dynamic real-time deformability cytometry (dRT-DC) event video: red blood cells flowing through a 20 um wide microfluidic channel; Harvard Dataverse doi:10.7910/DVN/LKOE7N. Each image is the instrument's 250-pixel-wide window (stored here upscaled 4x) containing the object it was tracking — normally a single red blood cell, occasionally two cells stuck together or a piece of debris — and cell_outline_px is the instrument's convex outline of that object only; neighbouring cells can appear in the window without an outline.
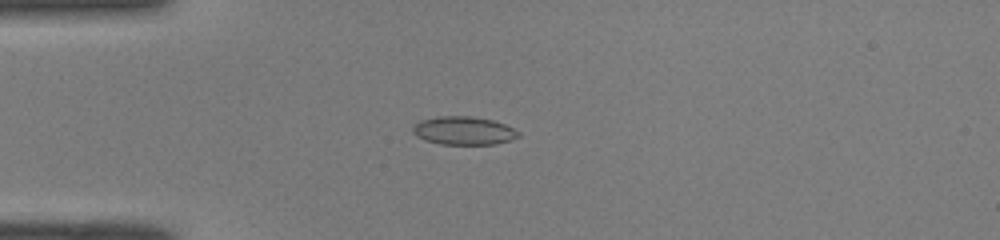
{"species": "common noctule bat (a hibernating species)", "species_latin": "Nyctalus noctula", "temperature_condition": "room temperature", "stored_images_in_passage": 50, "camera_frame_rate_fps": 3000, "um_per_image_px": 0.085, "animal": {"sex": "male", "body_mass_g": 19.0, "forearm_length_mm": 50.8}, "frame": {"image": 1, "passage_image": 14, "time_ms": 4.333, "image_size_px": [1000, 240], "cell_outline_px": [[520, 136], [512, 140], [496, 144], [440, 144], [424, 140], [416, 136], [412, 132], [412, 128], [420, 120], [436, 116], [472, 116], [492, 120], [504, 124], [520, 132]], "centroid_in_image_um": [39.41, 11.11], "position_along_channel_um": 45.6, "area_um2": 17.51}}
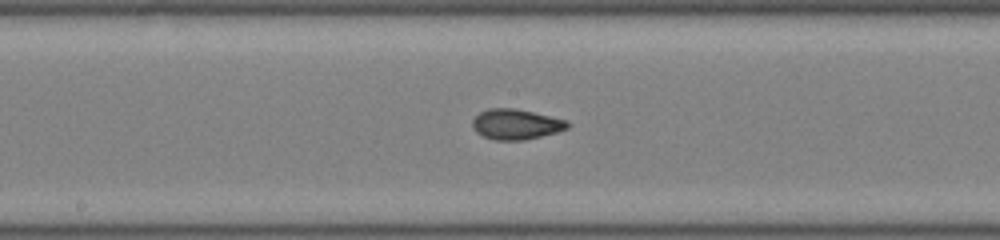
{"frame": {"image": 2, "passage_image": 27, "time_ms": 8.667, "image_size_px": [1000, 240], "cell_outline_px": [[568, 128], [556, 132], [524, 140], [496, 140], [484, 136], [476, 132], [472, 128], [472, 120], [480, 112], [488, 108], [512, 108], [532, 112], [568, 120]], "centroid_in_image_um": [43.83, 10.56], "position_along_channel_um": 204.4, "area_um2": 16.65}}
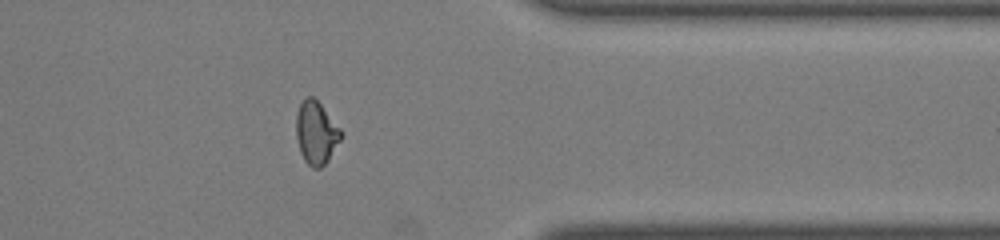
{"frame": {"image": 3, "passage_image": 41, "time_ms": 13.333, "image_size_px": [1000, 240], "cell_outline_px": [[344, 132], [340, 140], [328, 160], [320, 168], [312, 168], [304, 160], [300, 152], [296, 136], [296, 116], [300, 104], [308, 96], [312, 96], [320, 104]], "centroid_in_image_um": [26.88, 11.3], "position_along_channel_um": 384.5, "area_um2": 16.3}, "authors_computed_cell_mechanics": {"area_um2": 16.6464, "velocity_mm_per_s": 4.1094, "shape_relaxation_time_tau1_ms": null, "shape_relaxation_time_tau2_ms": 1.0773, "deformation_change_tau1": null, "deformation_change_tau2": 0.0561}}